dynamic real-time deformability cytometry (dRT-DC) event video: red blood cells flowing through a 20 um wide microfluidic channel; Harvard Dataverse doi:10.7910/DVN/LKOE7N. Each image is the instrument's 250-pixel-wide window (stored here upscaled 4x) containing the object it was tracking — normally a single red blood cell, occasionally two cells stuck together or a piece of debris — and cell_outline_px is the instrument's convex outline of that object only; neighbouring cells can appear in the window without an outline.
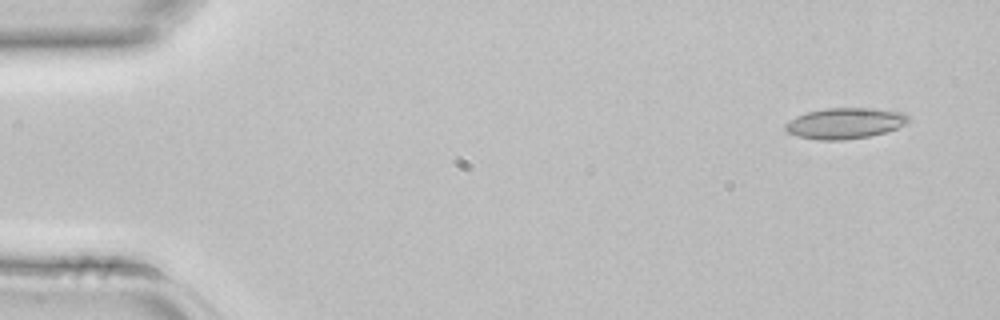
{"species": "common noctule bat (a hibernating species)", "species_latin": "Nyctalus noctula", "temperature_condition": "room temperature", "stored_images_in_passage": 3, "camera_frame_rate_fps": 3000, "um_per_image_px": 0.085, "animal": {"sex": "female", "body_mass_g": 22.7, "forearm_length_mm": 54.2}, "frame": {"image": 1, "passage_image": 1, "time_ms": 0.0, "image_size_px": [1000, 320], "cell_outline_px": [[912, 120], [896, 128], [884, 132], [868, 136], [844, 140], [816, 140], [796, 136], [788, 132], [784, 128], [784, 124], [796, 116], [808, 112], [824, 108], [872, 108], [904, 112]], "centroid_in_image_um": [71.81, 10.47], "position_along_channel_um": 13.2, "area_um2": 22.2}}
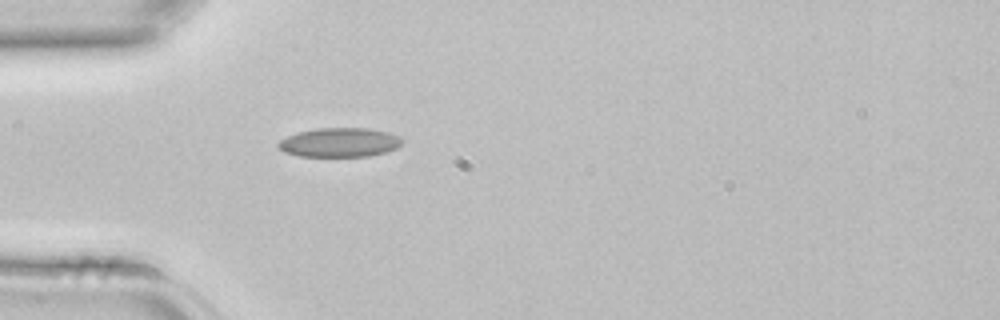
{"frame": {"image": 2, "passage_image": 3, "time_ms": 0.667, "image_size_px": [1000, 320], "cell_outline_px": [[404, 140], [396, 148], [384, 152], [368, 156], [300, 156], [284, 152], [276, 144], [280, 140], [296, 132], [316, 128], [368, 128], [388, 132], [400, 136]], "centroid_in_image_um": [28.86, 12.09], "position_along_channel_um": 56.1, "area_um2": 21.04}}